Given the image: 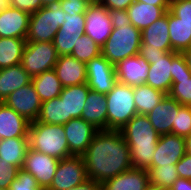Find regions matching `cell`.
Returning <instances> with one entry per match:
<instances>
[{
    "instance_id": "cell-25",
    "label": "cell",
    "mask_w": 191,
    "mask_h": 190,
    "mask_svg": "<svg viewBox=\"0 0 191 190\" xmlns=\"http://www.w3.org/2000/svg\"><path fill=\"white\" fill-rule=\"evenodd\" d=\"M90 90L87 83L63 87L59 97L62 101H65L66 123L73 118H81Z\"/></svg>"
},
{
    "instance_id": "cell-24",
    "label": "cell",
    "mask_w": 191,
    "mask_h": 190,
    "mask_svg": "<svg viewBox=\"0 0 191 190\" xmlns=\"http://www.w3.org/2000/svg\"><path fill=\"white\" fill-rule=\"evenodd\" d=\"M81 118L98 130H107V101L105 94L90 90Z\"/></svg>"
},
{
    "instance_id": "cell-21",
    "label": "cell",
    "mask_w": 191,
    "mask_h": 190,
    "mask_svg": "<svg viewBox=\"0 0 191 190\" xmlns=\"http://www.w3.org/2000/svg\"><path fill=\"white\" fill-rule=\"evenodd\" d=\"M169 10V6H155L134 1L133 4L122 14L137 29L142 31L163 17Z\"/></svg>"
},
{
    "instance_id": "cell-39",
    "label": "cell",
    "mask_w": 191,
    "mask_h": 190,
    "mask_svg": "<svg viewBox=\"0 0 191 190\" xmlns=\"http://www.w3.org/2000/svg\"><path fill=\"white\" fill-rule=\"evenodd\" d=\"M169 11L191 26V0H170Z\"/></svg>"
},
{
    "instance_id": "cell-10",
    "label": "cell",
    "mask_w": 191,
    "mask_h": 190,
    "mask_svg": "<svg viewBox=\"0 0 191 190\" xmlns=\"http://www.w3.org/2000/svg\"><path fill=\"white\" fill-rule=\"evenodd\" d=\"M59 159L28 148L22 169L32 174L42 190L52 183Z\"/></svg>"
},
{
    "instance_id": "cell-11",
    "label": "cell",
    "mask_w": 191,
    "mask_h": 190,
    "mask_svg": "<svg viewBox=\"0 0 191 190\" xmlns=\"http://www.w3.org/2000/svg\"><path fill=\"white\" fill-rule=\"evenodd\" d=\"M87 85L95 92L107 94L117 82L115 66L102 54L86 63Z\"/></svg>"
},
{
    "instance_id": "cell-30",
    "label": "cell",
    "mask_w": 191,
    "mask_h": 190,
    "mask_svg": "<svg viewBox=\"0 0 191 190\" xmlns=\"http://www.w3.org/2000/svg\"><path fill=\"white\" fill-rule=\"evenodd\" d=\"M133 91L137 114L143 115H147L151 112L166 96L162 91L146 84L134 86Z\"/></svg>"
},
{
    "instance_id": "cell-15",
    "label": "cell",
    "mask_w": 191,
    "mask_h": 190,
    "mask_svg": "<svg viewBox=\"0 0 191 190\" xmlns=\"http://www.w3.org/2000/svg\"><path fill=\"white\" fill-rule=\"evenodd\" d=\"M114 66L117 81L134 87L145 84L150 64L138 54L125 58Z\"/></svg>"
},
{
    "instance_id": "cell-4",
    "label": "cell",
    "mask_w": 191,
    "mask_h": 190,
    "mask_svg": "<svg viewBox=\"0 0 191 190\" xmlns=\"http://www.w3.org/2000/svg\"><path fill=\"white\" fill-rule=\"evenodd\" d=\"M29 148L59 160L72 156L63 125L34 121L29 127Z\"/></svg>"
},
{
    "instance_id": "cell-36",
    "label": "cell",
    "mask_w": 191,
    "mask_h": 190,
    "mask_svg": "<svg viewBox=\"0 0 191 190\" xmlns=\"http://www.w3.org/2000/svg\"><path fill=\"white\" fill-rule=\"evenodd\" d=\"M168 95L181 105L191 106V76L172 79V87Z\"/></svg>"
},
{
    "instance_id": "cell-56",
    "label": "cell",
    "mask_w": 191,
    "mask_h": 190,
    "mask_svg": "<svg viewBox=\"0 0 191 190\" xmlns=\"http://www.w3.org/2000/svg\"><path fill=\"white\" fill-rule=\"evenodd\" d=\"M88 2H90V3H98V2H100L101 0H87Z\"/></svg>"
},
{
    "instance_id": "cell-19",
    "label": "cell",
    "mask_w": 191,
    "mask_h": 190,
    "mask_svg": "<svg viewBox=\"0 0 191 190\" xmlns=\"http://www.w3.org/2000/svg\"><path fill=\"white\" fill-rule=\"evenodd\" d=\"M140 49H159L166 52L174 51L171 47L168 11L160 19L141 31Z\"/></svg>"
},
{
    "instance_id": "cell-45",
    "label": "cell",
    "mask_w": 191,
    "mask_h": 190,
    "mask_svg": "<svg viewBox=\"0 0 191 190\" xmlns=\"http://www.w3.org/2000/svg\"><path fill=\"white\" fill-rule=\"evenodd\" d=\"M11 7L27 12L30 15L43 7L41 0H10Z\"/></svg>"
},
{
    "instance_id": "cell-16",
    "label": "cell",
    "mask_w": 191,
    "mask_h": 190,
    "mask_svg": "<svg viewBox=\"0 0 191 190\" xmlns=\"http://www.w3.org/2000/svg\"><path fill=\"white\" fill-rule=\"evenodd\" d=\"M173 79V51L152 59L145 84L169 94Z\"/></svg>"
},
{
    "instance_id": "cell-28",
    "label": "cell",
    "mask_w": 191,
    "mask_h": 190,
    "mask_svg": "<svg viewBox=\"0 0 191 190\" xmlns=\"http://www.w3.org/2000/svg\"><path fill=\"white\" fill-rule=\"evenodd\" d=\"M31 82L42 102L59 97L63 90L54 69L32 77Z\"/></svg>"
},
{
    "instance_id": "cell-46",
    "label": "cell",
    "mask_w": 191,
    "mask_h": 190,
    "mask_svg": "<svg viewBox=\"0 0 191 190\" xmlns=\"http://www.w3.org/2000/svg\"><path fill=\"white\" fill-rule=\"evenodd\" d=\"M180 178L191 180V155L186 153L176 164Z\"/></svg>"
},
{
    "instance_id": "cell-8",
    "label": "cell",
    "mask_w": 191,
    "mask_h": 190,
    "mask_svg": "<svg viewBox=\"0 0 191 190\" xmlns=\"http://www.w3.org/2000/svg\"><path fill=\"white\" fill-rule=\"evenodd\" d=\"M87 179L83 156L72 155L59 161L52 183L46 190H68Z\"/></svg>"
},
{
    "instance_id": "cell-12",
    "label": "cell",
    "mask_w": 191,
    "mask_h": 190,
    "mask_svg": "<svg viewBox=\"0 0 191 190\" xmlns=\"http://www.w3.org/2000/svg\"><path fill=\"white\" fill-rule=\"evenodd\" d=\"M3 103L29 122L37 120L42 105L32 82L12 92Z\"/></svg>"
},
{
    "instance_id": "cell-13",
    "label": "cell",
    "mask_w": 191,
    "mask_h": 190,
    "mask_svg": "<svg viewBox=\"0 0 191 190\" xmlns=\"http://www.w3.org/2000/svg\"><path fill=\"white\" fill-rule=\"evenodd\" d=\"M185 154V137L173 133L161 135L158 139L154 157L149 167L176 165Z\"/></svg>"
},
{
    "instance_id": "cell-5",
    "label": "cell",
    "mask_w": 191,
    "mask_h": 190,
    "mask_svg": "<svg viewBox=\"0 0 191 190\" xmlns=\"http://www.w3.org/2000/svg\"><path fill=\"white\" fill-rule=\"evenodd\" d=\"M105 96L107 130H121L137 114L133 86L117 81Z\"/></svg>"
},
{
    "instance_id": "cell-34",
    "label": "cell",
    "mask_w": 191,
    "mask_h": 190,
    "mask_svg": "<svg viewBox=\"0 0 191 190\" xmlns=\"http://www.w3.org/2000/svg\"><path fill=\"white\" fill-rule=\"evenodd\" d=\"M85 34V31L59 29L53 39V44L59 56L71 55L74 46Z\"/></svg>"
},
{
    "instance_id": "cell-49",
    "label": "cell",
    "mask_w": 191,
    "mask_h": 190,
    "mask_svg": "<svg viewBox=\"0 0 191 190\" xmlns=\"http://www.w3.org/2000/svg\"><path fill=\"white\" fill-rule=\"evenodd\" d=\"M170 190H191V180L179 177Z\"/></svg>"
},
{
    "instance_id": "cell-17",
    "label": "cell",
    "mask_w": 191,
    "mask_h": 190,
    "mask_svg": "<svg viewBox=\"0 0 191 190\" xmlns=\"http://www.w3.org/2000/svg\"><path fill=\"white\" fill-rule=\"evenodd\" d=\"M30 14L14 7L0 12V37L26 39Z\"/></svg>"
},
{
    "instance_id": "cell-32",
    "label": "cell",
    "mask_w": 191,
    "mask_h": 190,
    "mask_svg": "<svg viewBox=\"0 0 191 190\" xmlns=\"http://www.w3.org/2000/svg\"><path fill=\"white\" fill-rule=\"evenodd\" d=\"M36 121L54 125L66 124L65 101L57 97L42 102L40 113Z\"/></svg>"
},
{
    "instance_id": "cell-38",
    "label": "cell",
    "mask_w": 191,
    "mask_h": 190,
    "mask_svg": "<svg viewBox=\"0 0 191 190\" xmlns=\"http://www.w3.org/2000/svg\"><path fill=\"white\" fill-rule=\"evenodd\" d=\"M9 190H42L38 185L36 178L20 169L17 178L11 183Z\"/></svg>"
},
{
    "instance_id": "cell-26",
    "label": "cell",
    "mask_w": 191,
    "mask_h": 190,
    "mask_svg": "<svg viewBox=\"0 0 191 190\" xmlns=\"http://www.w3.org/2000/svg\"><path fill=\"white\" fill-rule=\"evenodd\" d=\"M32 77L21 64L0 69V102L12 92L31 82Z\"/></svg>"
},
{
    "instance_id": "cell-43",
    "label": "cell",
    "mask_w": 191,
    "mask_h": 190,
    "mask_svg": "<svg viewBox=\"0 0 191 190\" xmlns=\"http://www.w3.org/2000/svg\"><path fill=\"white\" fill-rule=\"evenodd\" d=\"M182 76H191V70L187 66L182 53L173 51V79Z\"/></svg>"
},
{
    "instance_id": "cell-54",
    "label": "cell",
    "mask_w": 191,
    "mask_h": 190,
    "mask_svg": "<svg viewBox=\"0 0 191 190\" xmlns=\"http://www.w3.org/2000/svg\"><path fill=\"white\" fill-rule=\"evenodd\" d=\"M146 190H170V189H165V188H161V187L153 186V185L149 184L148 187L146 188Z\"/></svg>"
},
{
    "instance_id": "cell-3",
    "label": "cell",
    "mask_w": 191,
    "mask_h": 190,
    "mask_svg": "<svg viewBox=\"0 0 191 190\" xmlns=\"http://www.w3.org/2000/svg\"><path fill=\"white\" fill-rule=\"evenodd\" d=\"M141 31L135 28L123 15H116L114 27L101 54L113 65L121 60L139 54Z\"/></svg>"
},
{
    "instance_id": "cell-42",
    "label": "cell",
    "mask_w": 191,
    "mask_h": 190,
    "mask_svg": "<svg viewBox=\"0 0 191 190\" xmlns=\"http://www.w3.org/2000/svg\"><path fill=\"white\" fill-rule=\"evenodd\" d=\"M135 0H101L99 3L111 13L122 15Z\"/></svg>"
},
{
    "instance_id": "cell-52",
    "label": "cell",
    "mask_w": 191,
    "mask_h": 190,
    "mask_svg": "<svg viewBox=\"0 0 191 190\" xmlns=\"http://www.w3.org/2000/svg\"><path fill=\"white\" fill-rule=\"evenodd\" d=\"M186 153L191 155V133L185 137Z\"/></svg>"
},
{
    "instance_id": "cell-35",
    "label": "cell",
    "mask_w": 191,
    "mask_h": 190,
    "mask_svg": "<svg viewBox=\"0 0 191 190\" xmlns=\"http://www.w3.org/2000/svg\"><path fill=\"white\" fill-rule=\"evenodd\" d=\"M101 49L102 47L89 38L88 35L84 34L81 38H78L70 56L83 63H88L91 59L101 55Z\"/></svg>"
},
{
    "instance_id": "cell-22",
    "label": "cell",
    "mask_w": 191,
    "mask_h": 190,
    "mask_svg": "<svg viewBox=\"0 0 191 190\" xmlns=\"http://www.w3.org/2000/svg\"><path fill=\"white\" fill-rule=\"evenodd\" d=\"M149 184L146 169L132 168L101 183V190H146Z\"/></svg>"
},
{
    "instance_id": "cell-55",
    "label": "cell",
    "mask_w": 191,
    "mask_h": 190,
    "mask_svg": "<svg viewBox=\"0 0 191 190\" xmlns=\"http://www.w3.org/2000/svg\"><path fill=\"white\" fill-rule=\"evenodd\" d=\"M56 1H60V0H41V3L43 5V7L48 6L49 4L56 2Z\"/></svg>"
},
{
    "instance_id": "cell-48",
    "label": "cell",
    "mask_w": 191,
    "mask_h": 190,
    "mask_svg": "<svg viewBox=\"0 0 191 190\" xmlns=\"http://www.w3.org/2000/svg\"><path fill=\"white\" fill-rule=\"evenodd\" d=\"M68 190H101V183H97L94 180L87 179L78 186H75L74 188H70Z\"/></svg>"
},
{
    "instance_id": "cell-20",
    "label": "cell",
    "mask_w": 191,
    "mask_h": 190,
    "mask_svg": "<svg viewBox=\"0 0 191 190\" xmlns=\"http://www.w3.org/2000/svg\"><path fill=\"white\" fill-rule=\"evenodd\" d=\"M54 70L63 87L87 83L86 63L70 55L59 56Z\"/></svg>"
},
{
    "instance_id": "cell-33",
    "label": "cell",
    "mask_w": 191,
    "mask_h": 190,
    "mask_svg": "<svg viewBox=\"0 0 191 190\" xmlns=\"http://www.w3.org/2000/svg\"><path fill=\"white\" fill-rule=\"evenodd\" d=\"M149 183L165 189H170L173 183L179 178L176 165L148 167Z\"/></svg>"
},
{
    "instance_id": "cell-6",
    "label": "cell",
    "mask_w": 191,
    "mask_h": 190,
    "mask_svg": "<svg viewBox=\"0 0 191 190\" xmlns=\"http://www.w3.org/2000/svg\"><path fill=\"white\" fill-rule=\"evenodd\" d=\"M65 15L60 1L31 14L26 42H53L57 31L65 23Z\"/></svg>"
},
{
    "instance_id": "cell-23",
    "label": "cell",
    "mask_w": 191,
    "mask_h": 190,
    "mask_svg": "<svg viewBox=\"0 0 191 190\" xmlns=\"http://www.w3.org/2000/svg\"><path fill=\"white\" fill-rule=\"evenodd\" d=\"M30 123L12 108L0 102V140L28 137Z\"/></svg>"
},
{
    "instance_id": "cell-7",
    "label": "cell",
    "mask_w": 191,
    "mask_h": 190,
    "mask_svg": "<svg viewBox=\"0 0 191 190\" xmlns=\"http://www.w3.org/2000/svg\"><path fill=\"white\" fill-rule=\"evenodd\" d=\"M58 53L53 42H26L21 65L31 77L54 69Z\"/></svg>"
},
{
    "instance_id": "cell-44",
    "label": "cell",
    "mask_w": 191,
    "mask_h": 190,
    "mask_svg": "<svg viewBox=\"0 0 191 190\" xmlns=\"http://www.w3.org/2000/svg\"><path fill=\"white\" fill-rule=\"evenodd\" d=\"M85 14H67L65 15V23L59 29H71L85 31Z\"/></svg>"
},
{
    "instance_id": "cell-31",
    "label": "cell",
    "mask_w": 191,
    "mask_h": 190,
    "mask_svg": "<svg viewBox=\"0 0 191 190\" xmlns=\"http://www.w3.org/2000/svg\"><path fill=\"white\" fill-rule=\"evenodd\" d=\"M26 39L0 37V69L21 64Z\"/></svg>"
},
{
    "instance_id": "cell-2",
    "label": "cell",
    "mask_w": 191,
    "mask_h": 190,
    "mask_svg": "<svg viewBox=\"0 0 191 190\" xmlns=\"http://www.w3.org/2000/svg\"><path fill=\"white\" fill-rule=\"evenodd\" d=\"M120 132L129 146L132 167L147 169L152 163L160 137L149 118L136 114Z\"/></svg>"
},
{
    "instance_id": "cell-50",
    "label": "cell",
    "mask_w": 191,
    "mask_h": 190,
    "mask_svg": "<svg viewBox=\"0 0 191 190\" xmlns=\"http://www.w3.org/2000/svg\"><path fill=\"white\" fill-rule=\"evenodd\" d=\"M138 2L146 3L149 5H155V6H169L170 0H135Z\"/></svg>"
},
{
    "instance_id": "cell-51",
    "label": "cell",
    "mask_w": 191,
    "mask_h": 190,
    "mask_svg": "<svg viewBox=\"0 0 191 190\" xmlns=\"http://www.w3.org/2000/svg\"><path fill=\"white\" fill-rule=\"evenodd\" d=\"M182 55L185 58L186 64L189 67V69L191 70V48L185 50L182 52Z\"/></svg>"
},
{
    "instance_id": "cell-27",
    "label": "cell",
    "mask_w": 191,
    "mask_h": 190,
    "mask_svg": "<svg viewBox=\"0 0 191 190\" xmlns=\"http://www.w3.org/2000/svg\"><path fill=\"white\" fill-rule=\"evenodd\" d=\"M28 148V137L1 139L0 158L17 168L22 169Z\"/></svg>"
},
{
    "instance_id": "cell-1",
    "label": "cell",
    "mask_w": 191,
    "mask_h": 190,
    "mask_svg": "<svg viewBox=\"0 0 191 190\" xmlns=\"http://www.w3.org/2000/svg\"><path fill=\"white\" fill-rule=\"evenodd\" d=\"M82 156L87 178L97 183L133 168L129 146L120 130H99Z\"/></svg>"
},
{
    "instance_id": "cell-18",
    "label": "cell",
    "mask_w": 191,
    "mask_h": 190,
    "mask_svg": "<svg viewBox=\"0 0 191 190\" xmlns=\"http://www.w3.org/2000/svg\"><path fill=\"white\" fill-rule=\"evenodd\" d=\"M181 104L166 95L156 107L146 116L157 133L161 135L172 133V126Z\"/></svg>"
},
{
    "instance_id": "cell-14",
    "label": "cell",
    "mask_w": 191,
    "mask_h": 190,
    "mask_svg": "<svg viewBox=\"0 0 191 190\" xmlns=\"http://www.w3.org/2000/svg\"><path fill=\"white\" fill-rule=\"evenodd\" d=\"M68 142L69 152L72 155H83L95 134L99 131L82 118H73L63 124Z\"/></svg>"
},
{
    "instance_id": "cell-40",
    "label": "cell",
    "mask_w": 191,
    "mask_h": 190,
    "mask_svg": "<svg viewBox=\"0 0 191 190\" xmlns=\"http://www.w3.org/2000/svg\"><path fill=\"white\" fill-rule=\"evenodd\" d=\"M20 169L0 158V189L9 190Z\"/></svg>"
},
{
    "instance_id": "cell-47",
    "label": "cell",
    "mask_w": 191,
    "mask_h": 190,
    "mask_svg": "<svg viewBox=\"0 0 191 190\" xmlns=\"http://www.w3.org/2000/svg\"><path fill=\"white\" fill-rule=\"evenodd\" d=\"M167 52L159 49H139V55L145 58L149 64H152V59L164 56Z\"/></svg>"
},
{
    "instance_id": "cell-29",
    "label": "cell",
    "mask_w": 191,
    "mask_h": 190,
    "mask_svg": "<svg viewBox=\"0 0 191 190\" xmlns=\"http://www.w3.org/2000/svg\"><path fill=\"white\" fill-rule=\"evenodd\" d=\"M168 26L171 47L174 52L182 53L191 48V26L180 21L168 10Z\"/></svg>"
},
{
    "instance_id": "cell-53",
    "label": "cell",
    "mask_w": 191,
    "mask_h": 190,
    "mask_svg": "<svg viewBox=\"0 0 191 190\" xmlns=\"http://www.w3.org/2000/svg\"><path fill=\"white\" fill-rule=\"evenodd\" d=\"M9 7H11L10 0H0V12Z\"/></svg>"
},
{
    "instance_id": "cell-41",
    "label": "cell",
    "mask_w": 191,
    "mask_h": 190,
    "mask_svg": "<svg viewBox=\"0 0 191 190\" xmlns=\"http://www.w3.org/2000/svg\"><path fill=\"white\" fill-rule=\"evenodd\" d=\"M89 4L87 0H60L61 9L67 14H85Z\"/></svg>"
},
{
    "instance_id": "cell-37",
    "label": "cell",
    "mask_w": 191,
    "mask_h": 190,
    "mask_svg": "<svg viewBox=\"0 0 191 190\" xmlns=\"http://www.w3.org/2000/svg\"><path fill=\"white\" fill-rule=\"evenodd\" d=\"M172 133L186 137L191 133V106L181 105L172 126Z\"/></svg>"
},
{
    "instance_id": "cell-9",
    "label": "cell",
    "mask_w": 191,
    "mask_h": 190,
    "mask_svg": "<svg viewBox=\"0 0 191 190\" xmlns=\"http://www.w3.org/2000/svg\"><path fill=\"white\" fill-rule=\"evenodd\" d=\"M116 14L98 3H90L85 12V34L102 47L114 27Z\"/></svg>"
}]
</instances>
